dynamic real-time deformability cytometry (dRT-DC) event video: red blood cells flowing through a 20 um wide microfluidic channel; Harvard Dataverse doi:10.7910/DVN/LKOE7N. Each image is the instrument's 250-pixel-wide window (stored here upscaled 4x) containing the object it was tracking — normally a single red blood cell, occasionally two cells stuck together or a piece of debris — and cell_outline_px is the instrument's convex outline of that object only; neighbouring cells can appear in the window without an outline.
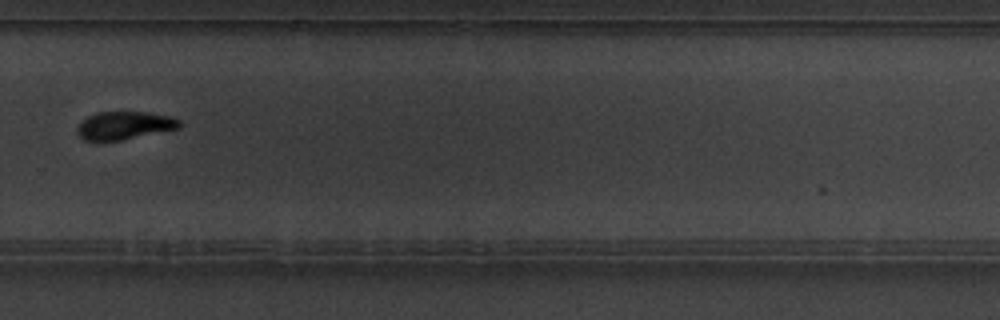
{"species": "common noctule bat (a hibernating species)", "species_latin": "Nyctalus noctula", "temperature_condition": "warm", "stored_images_in_passage": 13, "camera_frame_rate_fps": 3000, "um_per_image_px": 0.085, "animal": {"sex": "male", "body_mass_g": 19.5, "forearm_length_mm": 54.6}, "frame": {"image": 1, "passage_image": 13, "time_ms": 4.0, "image_size_px": [1000, 320], "cell_outline_px": [[184, 124], [180, 128], [120, 140], [84, 140], [76, 132], [76, 128], [88, 116], [96, 112], [144, 112], [168, 116], [180, 120]], "centroid_in_image_um": [10.59, 10.66], "position_along_channel_um": 319.2, "area_um2": 16.47}}